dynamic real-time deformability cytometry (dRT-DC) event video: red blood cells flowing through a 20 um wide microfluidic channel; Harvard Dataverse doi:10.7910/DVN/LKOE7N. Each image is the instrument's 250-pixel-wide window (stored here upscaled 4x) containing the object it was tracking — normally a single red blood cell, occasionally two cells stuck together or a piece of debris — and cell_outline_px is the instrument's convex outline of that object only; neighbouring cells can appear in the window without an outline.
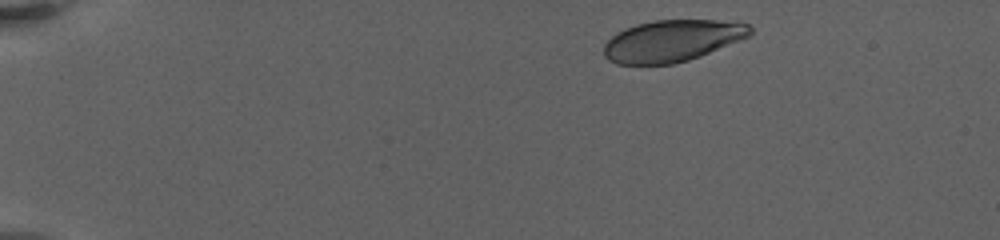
{"species": "human", "species_latin": "Homo sapiens", "temperature_condition": "warm", "stored_images_in_passage": 19, "camera_frame_rate_fps": 3000, "um_per_image_px": 0.085, "donor": {"sex": "female"}, "frame": {"image": 1, "passage_image": 1, "time_ms": 0.0, "image_size_px": [1000, 240], "cell_outline_px": [[752, 36], [700, 56], [688, 60], [672, 64], [616, 64], [608, 60], [604, 56], [604, 44], [612, 36], [624, 28], [636, 24], [656, 20], [716, 20], [748, 24], [752, 28]], "centroid_in_image_um": [57.14, 3.47], "position_along_channel_um": 27.9, "area_um2": 35.6}}
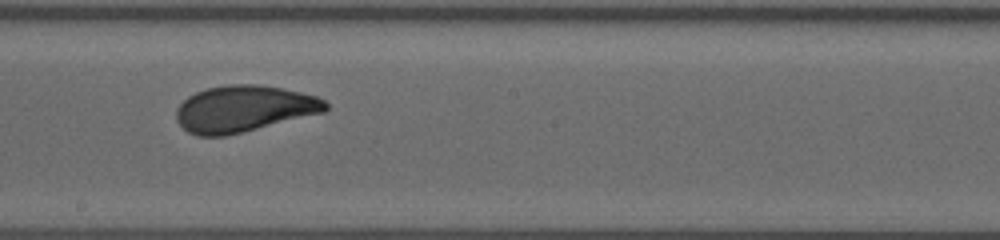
{"frame": {"image": 2, "passage_image": 11, "time_ms": 9.333, "image_size_px": [1000, 240], "cell_outline_px": [[328, 108], [324, 112], [224, 136], [196, 136], [188, 132], [176, 120], [176, 108], [188, 96], [196, 92], [208, 88], [228, 84], [256, 84], [280, 88], [300, 92], [316, 96], [324, 100], [328, 104]], "centroid_in_image_um": [20.7, 9.24], "position_along_channel_um": 227.5, "area_um2": 40.06}}
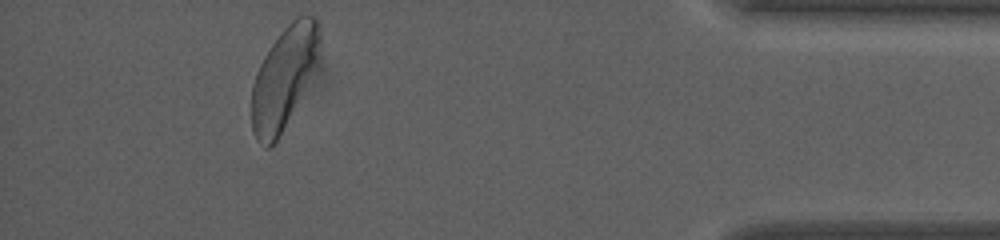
{"frame": {"image": 3, "passage_image": 19, "time_ms": 16.333, "image_size_px": [1000, 240], "cell_outline_px": [[320, 64], [276, 140], [268, 148], [264, 148], [256, 140], [252, 128], [252, 84], [256, 72], [264, 56], [280, 32], [296, 16], [316, 16], [320, 20]], "centroid_in_image_um": [24.18, 6.55], "position_along_channel_um": 411.0, "area_um2": 40.58}, "authors_computed_cell_mechanics": {"area_um2": 39.9398, "velocity_mm_per_s": 3.2472, "shape_relaxation_time_tau1_ms": 5.1938, "shape_relaxation_time_tau2_ms": 0.9743, "deformation_change_tau1": 0.1589, "deformation_change_tau2": 0.0647}}